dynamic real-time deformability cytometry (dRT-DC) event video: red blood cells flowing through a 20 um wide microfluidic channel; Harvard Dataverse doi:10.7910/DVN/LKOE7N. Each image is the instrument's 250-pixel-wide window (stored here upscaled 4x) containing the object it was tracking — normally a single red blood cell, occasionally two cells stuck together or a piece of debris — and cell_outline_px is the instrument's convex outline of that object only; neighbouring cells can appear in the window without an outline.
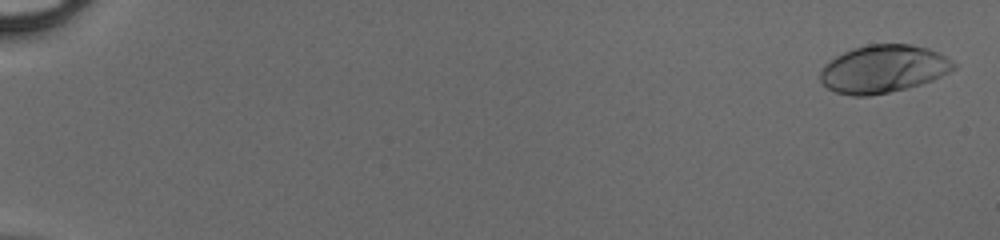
{"species": "human", "species_latin": "Homo sapiens", "temperature_condition": "cold", "stored_images_in_passage": 50, "camera_frame_rate_fps": 3000, "um_per_image_px": 0.085, "donor": {"sex": "male"}, "frame": {"image": 1, "passage_image": 2, "time_ms": 0.333, "image_size_px": [1000, 240], "cell_outline_px": [[956, 68], [932, 80], [920, 84], [888, 92], [868, 96], [852, 96], [836, 92], [828, 88], [820, 80], [820, 68], [824, 64], [836, 56], [852, 48], [868, 44], [908, 44], [928, 48], [952, 60], [956, 64]], "centroid_in_image_um": [75.05, 5.85], "position_along_channel_um": 10.0, "area_um2": 36.93}}
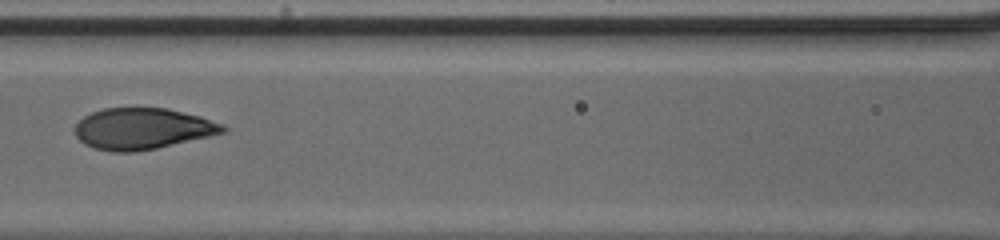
{"frame": {"image": 2, "passage_image": 26, "time_ms": 8.333, "image_size_px": [1000, 240], "cell_outline_px": [[228, 132], [156, 148], [136, 152], [112, 152], [92, 148], [84, 144], [76, 136], [72, 128], [84, 116], [92, 112], [104, 108], [168, 108], [200, 116], [224, 124], [228, 128]], "centroid_in_image_um": [12.11, 10.94], "position_along_channel_um": 154.5, "area_um2": 35.89}}
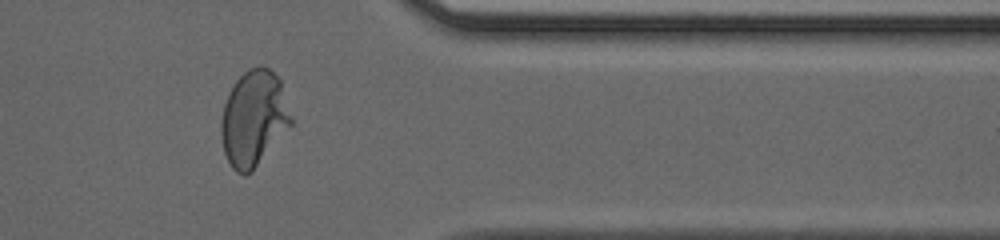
{"frame": {"image": 3, "passage_image": 43, "time_ms": 14.0, "image_size_px": [1000, 240], "cell_outline_px": [[292, 124], [252, 172], [244, 176], [236, 172], [232, 168], [224, 152], [220, 132], [220, 120], [224, 104], [228, 92], [236, 80], [248, 68], [264, 64], [280, 80], [292, 116]], "centroid_in_image_um": [21.55, 10.06], "position_along_channel_um": 389.8, "area_um2": 39.25}}